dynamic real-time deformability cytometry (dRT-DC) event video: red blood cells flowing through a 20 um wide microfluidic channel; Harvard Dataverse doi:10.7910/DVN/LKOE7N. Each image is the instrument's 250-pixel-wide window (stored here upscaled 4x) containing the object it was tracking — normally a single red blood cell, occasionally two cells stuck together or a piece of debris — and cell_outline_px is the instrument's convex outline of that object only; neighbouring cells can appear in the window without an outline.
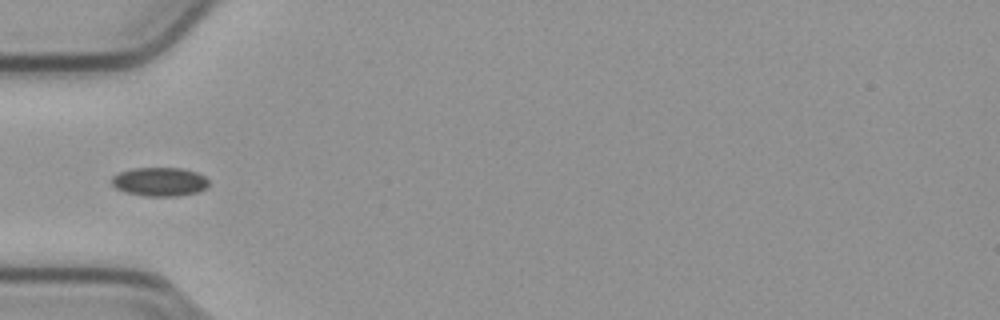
{"species": "common noctule bat (a hibernating species)", "species_latin": "Nyctalus noctula", "temperature_condition": "cold", "stored_images_in_passage": 8, "camera_frame_rate_fps": 3000, "um_per_image_px": 0.085, "animal": {"sex": "male", "body_mass_g": 23.1, "forearm_length_mm": 52.7}, "frame": {"image": 1, "passage_image": 1, "time_ms": 0.0, "image_size_px": [1000, 320], "cell_outline_px": [[208, 188], [200, 192], [176, 196], [144, 196], [128, 192], [116, 188], [112, 184], [112, 176], [120, 172], [132, 168], [180, 168], [196, 172], [204, 176], [208, 180]], "centroid_in_image_um": [13.6, 15.45], "position_along_channel_um": 71.4, "area_um2": 16.3}}
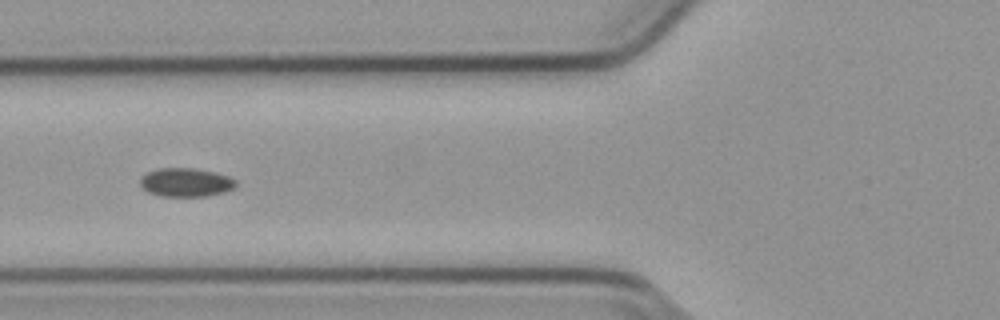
{"frame": {"image": 2, "passage_image": 4, "time_ms": 1.0, "image_size_px": [1000, 320], "cell_outline_px": [[236, 184], [232, 188], [224, 192], [204, 196], [160, 196], [148, 192], [140, 184], [140, 180], [148, 172], [156, 168], [192, 168], [216, 172], [228, 176], [236, 180]], "centroid_in_image_um": [15.79, 15.49], "position_along_channel_um": 110.0, "area_um2": 15.84}}